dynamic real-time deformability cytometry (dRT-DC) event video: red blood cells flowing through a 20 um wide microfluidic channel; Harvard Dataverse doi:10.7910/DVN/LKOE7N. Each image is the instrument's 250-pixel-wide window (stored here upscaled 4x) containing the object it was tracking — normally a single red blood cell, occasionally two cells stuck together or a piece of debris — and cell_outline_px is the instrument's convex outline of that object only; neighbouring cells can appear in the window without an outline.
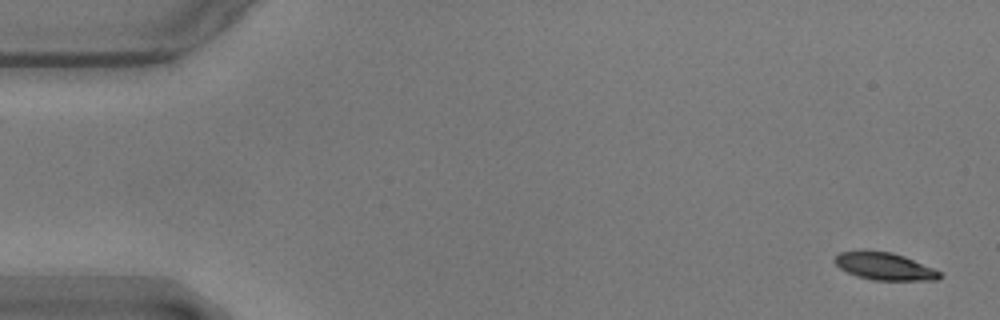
{"species": "common noctule bat (a hibernating species)", "species_latin": "Nyctalus noctula", "temperature_condition": "warm", "stored_images_in_passage": 56, "camera_frame_rate_fps": 3000, "um_per_image_px": 0.085, "animal": {"sex": "male", "body_mass_g": 17.9}, "frame": {"image": 1, "passage_image": 1, "time_ms": 0.0, "image_size_px": [1000, 320], "cell_outline_px": [[940, 276], [936, 280], [872, 280], [856, 276], [840, 268], [832, 260], [840, 252], [892, 252], [904, 256], [932, 268], [940, 272]], "centroid_in_image_um": [75.17, 22.66], "position_along_channel_um": 9.8, "area_um2": 16.24}}
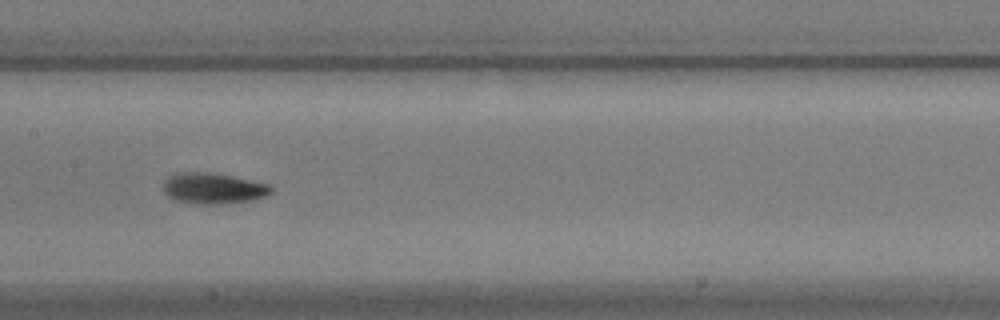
{"frame": {"image": 2, "passage_image": 27, "time_ms": 8.667, "image_size_px": [1000, 320], "cell_outline_px": [[272, 192], [268, 196], [252, 200], [220, 204], [196, 204], [176, 200], [168, 196], [160, 188], [164, 180], [168, 176], [176, 172], [216, 172], [272, 184]], "centroid_in_image_um": [18.13, 15.99], "position_along_channel_um": 189.3, "area_um2": 20.06}}
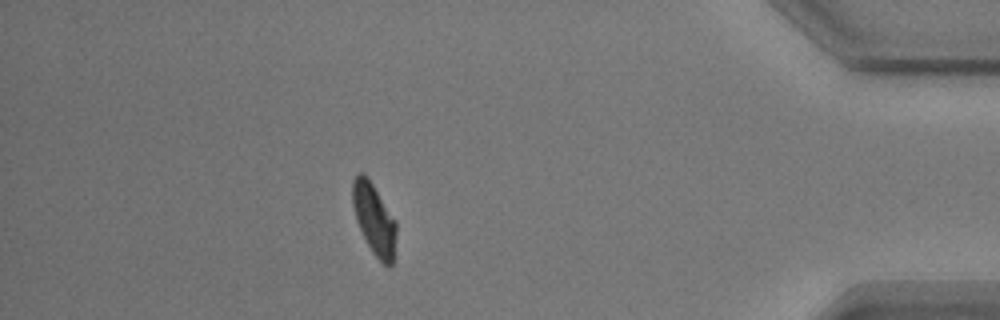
{"frame": {"image": 3, "passage_image": 49, "time_ms": 16.0, "image_size_px": [1000, 320], "cell_outline_px": [[396, 232], [392, 264], [388, 268], [372, 252], [356, 220], [352, 204], [352, 180], [356, 172], [364, 172], [396, 220]], "centroid_in_image_um": [31.78, 18.58], "position_along_channel_um": 403.4, "area_um2": 17.98}, "authors_computed_cell_mechanics": {"area_um2": 18.207, "velocity_mm_per_s": 3.5419, "shape_relaxation_time_tau1_ms": 2.6724, "shape_relaxation_time_tau2_ms": 4.8426, "deformation_change_tau1": 0.1347, "deformation_change_tau2": 0.088}}